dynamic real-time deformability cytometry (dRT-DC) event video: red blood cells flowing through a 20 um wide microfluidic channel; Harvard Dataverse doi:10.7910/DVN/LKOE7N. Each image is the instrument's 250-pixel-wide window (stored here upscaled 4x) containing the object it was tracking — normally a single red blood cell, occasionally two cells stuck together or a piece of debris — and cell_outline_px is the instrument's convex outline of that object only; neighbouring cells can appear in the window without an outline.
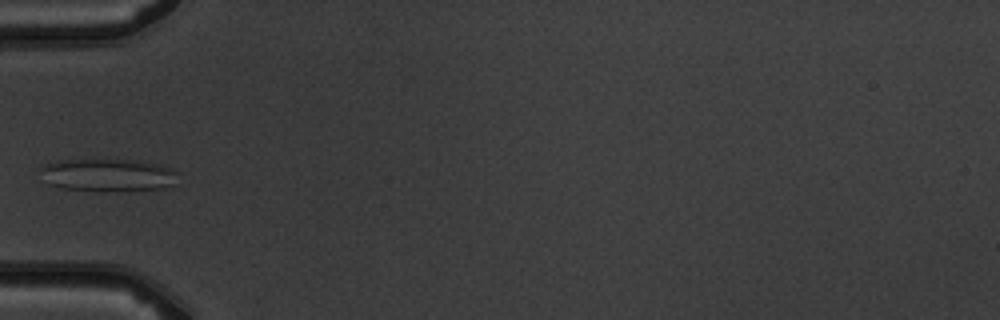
{"species": "common noctule bat (a hibernating species)", "species_latin": "Nyctalus noctula", "temperature_condition": "warm", "stored_images_in_passage": 6, "camera_frame_rate_fps": 3000, "um_per_image_px": 0.085, "animal": {"sex": "male", "body_mass_g": 19.5, "forearm_length_mm": 54.6}, "frame": {"image": 1, "passage_image": 5, "time_ms": 4.667, "image_size_px": [1000, 320], "cell_outline_px": [[176, 184], [168, 188], [108, 192], [64, 188], [48, 184], [40, 168], [44, 164], [60, 160], [92, 156], [132, 160], [160, 164], [172, 168], [176, 172]], "centroid_in_image_um": [9.19, 14.84], "position_along_channel_um": 75.8, "area_um2": 27.4}}
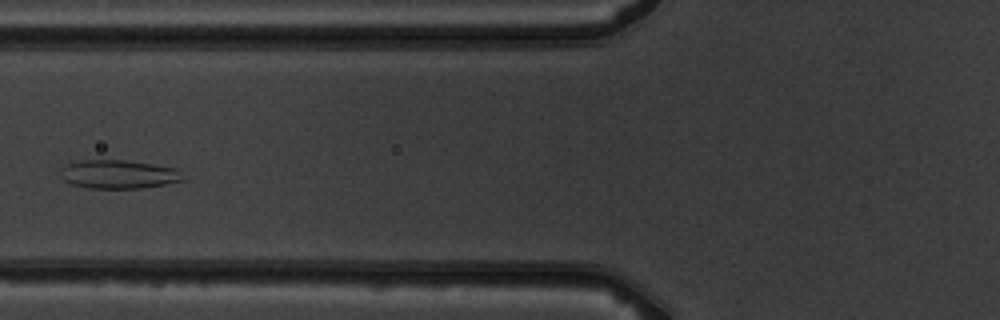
{"frame": {"image": 2, "passage_image": 6, "time_ms": 5.667, "image_size_px": [1000, 320], "cell_outline_px": [[184, 180], [164, 184], [140, 188], [88, 188], [68, 184], [60, 176], [60, 168], [64, 164], [80, 160], [124, 160], [152, 164], [176, 168]], "centroid_in_image_um": [9.97, 14.81], "position_along_channel_um": 115.8, "area_um2": 20.46}}